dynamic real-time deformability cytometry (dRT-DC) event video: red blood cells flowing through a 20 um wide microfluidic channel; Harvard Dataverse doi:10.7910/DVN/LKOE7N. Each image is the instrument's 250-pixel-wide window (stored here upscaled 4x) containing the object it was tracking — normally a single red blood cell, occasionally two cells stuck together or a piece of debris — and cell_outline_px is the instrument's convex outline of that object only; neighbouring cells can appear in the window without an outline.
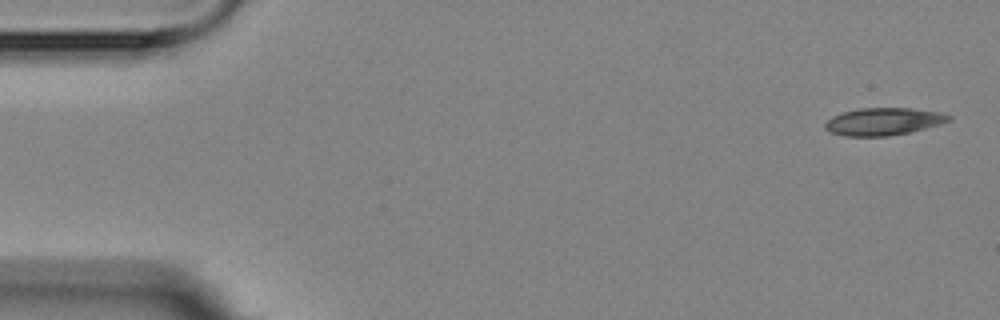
{"species": "Egyptian fruit bat (a non-hibernating species)", "species_latin": "Rousettus aegyptiacus", "temperature_condition": "room temperature", "stored_images_in_passage": 6, "segment_of_instrument_passage": [1, 2], "camera_frame_rate_fps": 3000, "um_per_image_px": 0.085, "animal": {"sex": "female"}, "frame": {"image": 1, "passage_image": 1, "time_ms": 0.0, "image_size_px": [1000, 320], "cell_outline_px": [[952, 120], [940, 124], [908, 132], [888, 136], [844, 136], [832, 132], [824, 128], [824, 124], [832, 116], [844, 112], [860, 108], [912, 108], [940, 112], [952, 116]], "centroid_in_image_um": [75.11, 10.32], "position_along_channel_um": 9.9, "area_um2": 19.65}}
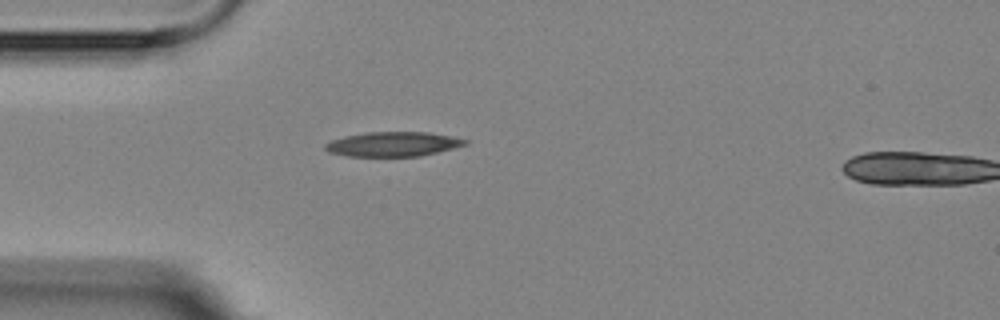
{"frame": {"image": 2, "passage_image": 5, "time_ms": 4.333, "image_size_px": [1000, 320], "cell_outline_px": [[468, 144], [420, 156], [348, 156], [328, 152], [324, 148], [324, 144], [332, 140], [344, 136], [364, 132], [428, 132], [468, 140]], "centroid_in_image_um": [33.35, 12.25], "position_along_channel_um": 51.6, "area_um2": 19.88}}